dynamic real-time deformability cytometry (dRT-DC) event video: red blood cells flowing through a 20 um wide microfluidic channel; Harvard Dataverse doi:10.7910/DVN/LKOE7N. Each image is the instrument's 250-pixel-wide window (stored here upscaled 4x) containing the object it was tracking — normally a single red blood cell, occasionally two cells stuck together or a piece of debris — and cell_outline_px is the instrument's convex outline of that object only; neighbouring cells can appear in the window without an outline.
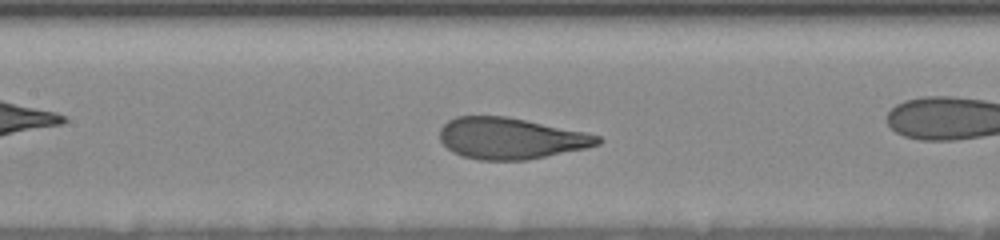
{"species": "human", "species_latin": "Homo sapiens", "temperature_condition": "room temperature", "stored_images_in_passage": 41, "camera_frame_rate_fps": 3000, "um_per_image_px": 0.085, "donor": {"sex": "female"}, "frame": {"image": 1, "passage_image": 17, "time_ms": 5.0, "image_size_px": [1000, 240], "cell_outline_px": [[604, 140], [600, 144], [588, 148], [528, 160], [480, 160], [460, 156], [452, 152], [440, 140], [440, 128], [448, 120], [456, 116], [508, 116], [584, 132], [600, 136]], "centroid_in_image_um": [43.41, 11.77], "position_along_channel_um": 164.0, "area_um2": 38.26}}
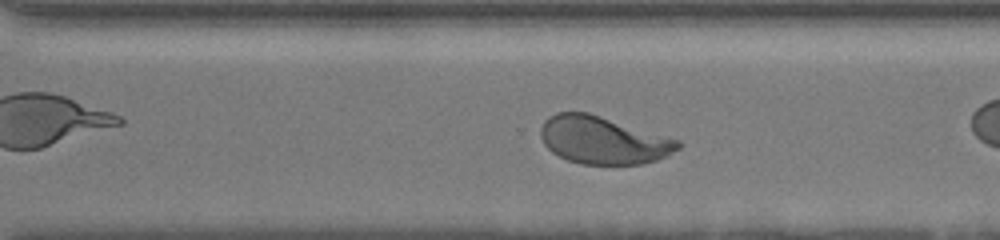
{"frame": {"image": 2, "passage_image": 34, "time_ms": 9.333, "image_size_px": [1000, 240], "cell_outline_px": [[680, 148], [668, 156], [656, 160], [640, 164], [580, 164], [568, 160], [552, 152], [544, 144], [540, 136], [540, 128], [544, 120], [548, 116], [556, 112], [588, 112], [680, 140]], "centroid_in_image_um": [51.25, 11.91], "position_along_channel_um": 319.4, "area_um2": 38.15}}